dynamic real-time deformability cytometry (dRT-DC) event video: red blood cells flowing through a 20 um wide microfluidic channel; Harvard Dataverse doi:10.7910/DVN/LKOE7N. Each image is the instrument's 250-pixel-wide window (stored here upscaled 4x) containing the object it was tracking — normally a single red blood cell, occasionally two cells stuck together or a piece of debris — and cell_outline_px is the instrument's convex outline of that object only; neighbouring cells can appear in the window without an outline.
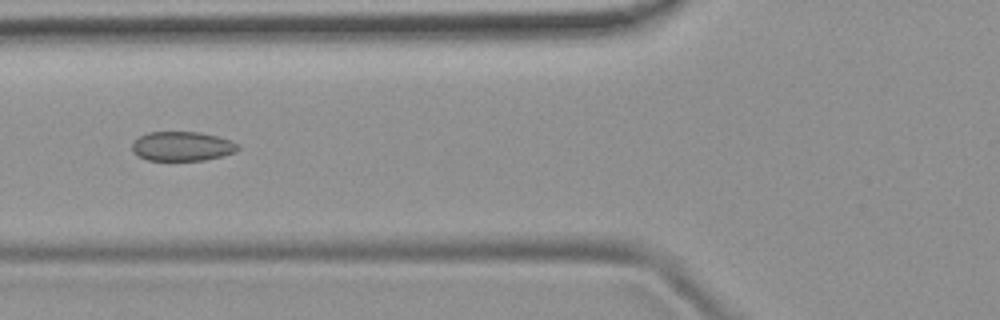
{"species": "common noctule bat (a hibernating species)", "species_latin": "Nyctalus noctula", "temperature_condition": "room temperature", "stored_images_in_passage": 2, "camera_frame_rate_fps": 3000, "um_per_image_px": 0.085, "animal": {"sex": "female", "body_mass_g": 19.9}, "frame": {"image": 1, "passage_image": 2, "time_ms": 1.0, "image_size_px": [1000, 320], "cell_outline_px": [[240, 148], [236, 152], [204, 160], [148, 160], [136, 156], [132, 152], [132, 144], [140, 136], [148, 132], [200, 132], [216, 136], [240, 144]], "centroid_in_image_um": [15.47, 12.43], "position_along_channel_um": 110.3, "area_um2": 18.09}}